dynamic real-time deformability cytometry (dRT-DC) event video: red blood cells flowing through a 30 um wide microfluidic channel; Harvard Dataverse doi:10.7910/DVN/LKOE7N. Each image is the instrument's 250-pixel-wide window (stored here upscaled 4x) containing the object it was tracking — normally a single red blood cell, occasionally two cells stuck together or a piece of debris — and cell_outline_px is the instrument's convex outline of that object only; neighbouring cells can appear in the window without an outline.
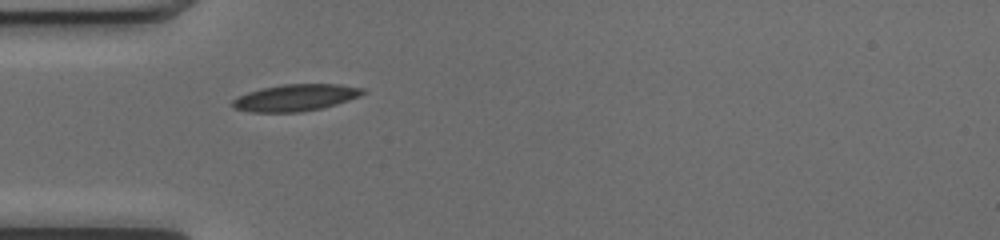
{"species": "common noctule bat (a hibernating species)", "species_latin": "Nyctalus noctula", "temperature_condition": "cold", "stored_images_in_passage": 36, "camera_frame_rate_fps": 3000, "um_per_image_px": 0.085, "animal": {"sex": "female", "body_mass_g": 17.0, "forearm_length_mm": 48.0}, "frame": {"image": 1, "passage_image": 1, "time_ms": 0.0, "image_size_px": [1000, 240], "cell_outline_px": [[368, 92], [360, 96], [336, 104], [320, 108], [300, 112], [248, 112], [232, 108], [232, 100], [248, 92], [260, 88], [284, 84], [340, 84], [364, 88]], "centroid_in_image_um": [25.13, 8.3], "position_along_channel_um": 59.9, "area_um2": 20.4}}
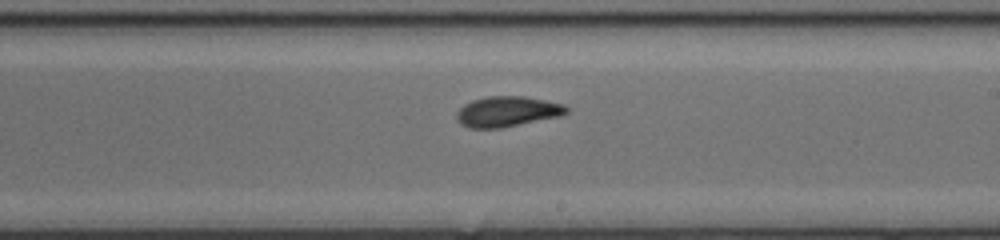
{"frame": {"image": 2, "passage_image": 15, "time_ms": 4.667, "image_size_px": [1000, 240], "cell_outline_px": [[568, 112], [560, 116], [500, 128], [468, 128], [460, 124], [456, 120], [456, 112], [464, 104], [472, 100], [488, 96], [524, 96], [564, 104], [568, 108]], "centroid_in_image_um": [43.08, 9.48], "position_along_channel_um": 245.9, "area_um2": 19.48}}
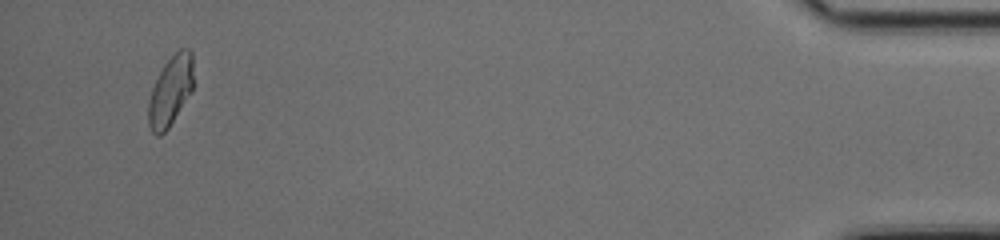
{"frame": {"image": 3, "passage_image": 34, "time_ms": 11.0, "image_size_px": [1000, 240], "cell_outline_px": [[192, 92], [168, 128], [160, 136], [156, 136], [152, 132], [148, 124], [148, 100], [152, 88], [164, 64], [180, 48], [188, 48], [192, 52]], "centroid_in_image_um": [14.48, 7.75], "position_along_channel_um": 420.7, "area_um2": 18.21}, "authors_computed_cell_mechanics": {"area_um2": 19.1318, "velocity_mm_per_s": 4.0412, "shape_relaxation_time_tau1_ms": null, "shape_relaxation_time_tau2_ms": 1.7738, "deformation_change_tau1": null, "deformation_change_tau2": 0.0573}}